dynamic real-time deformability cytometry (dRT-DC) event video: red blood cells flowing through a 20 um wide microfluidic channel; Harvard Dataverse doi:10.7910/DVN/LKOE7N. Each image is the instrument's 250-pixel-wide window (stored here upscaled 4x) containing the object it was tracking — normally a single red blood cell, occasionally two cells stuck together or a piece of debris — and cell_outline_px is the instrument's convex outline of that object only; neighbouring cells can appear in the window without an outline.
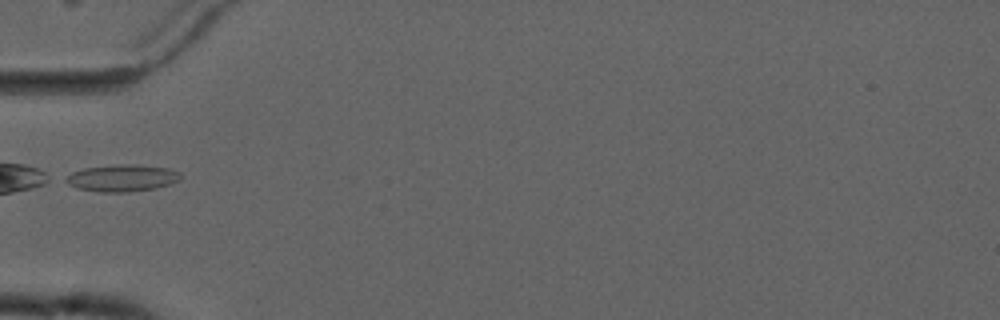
{"species": "common noctule bat (a hibernating species)", "species_latin": "Nyctalus noctula", "temperature_condition": "cold", "stored_images_in_passage": 7, "camera_frame_rate_fps": 3000, "um_per_image_px": 0.085, "animal": {"sex": "male", "forearm_length_mm": 52.5}, "frame": {"image": 1, "passage_image": 4, "time_ms": 3.667, "image_size_px": [1000, 320], "cell_outline_px": [[184, 176], [180, 180], [156, 188], [128, 192], [100, 192], [76, 188], [60, 180], [64, 176], [72, 172], [84, 168], [120, 164], [136, 164], [168, 168], [180, 172]], "centroid_in_image_um": [10.35, 15.13], "position_along_channel_um": 74.7, "area_um2": 18.32}}
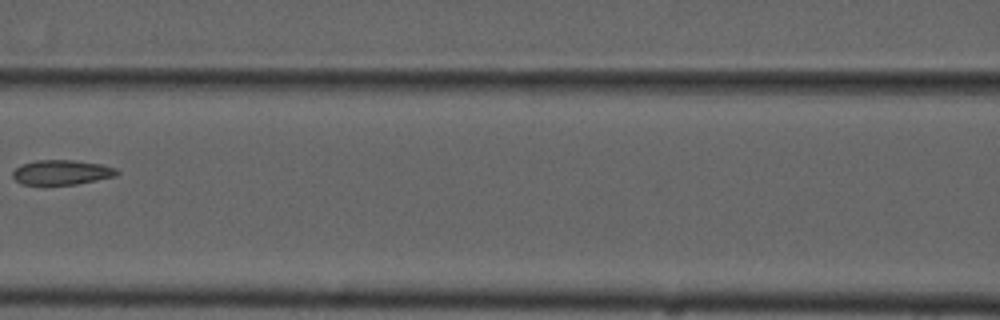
{"frame": {"image": 2, "passage_image": 6, "time_ms": 6.0, "image_size_px": [1000, 320], "cell_outline_px": [[120, 172], [116, 176], [76, 184], [20, 184], [12, 176], [12, 172], [16, 168], [24, 164], [36, 160], [72, 160], [100, 164], [116, 168]], "centroid_in_image_um": [5.25, 14.65], "position_along_channel_um": 161.3, "area_um2": 14.85}}
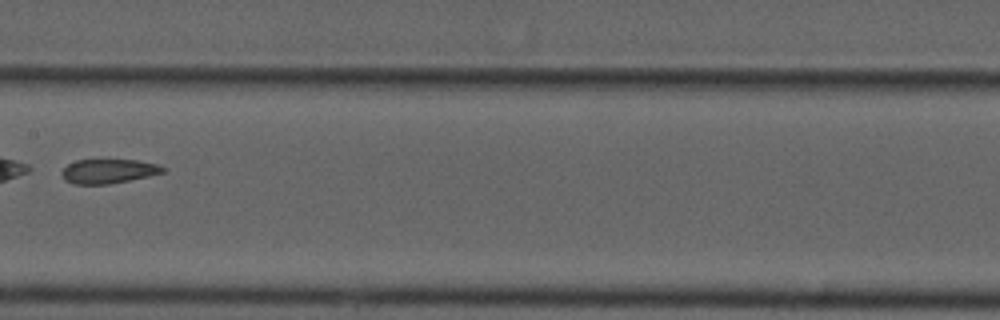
{"frame": {"image": 3, "passage_image": 7, "time_ms": 7.0, "image_size_px": [1000, 320], "cell_outline_px": [[168, 168], [164, 172], [148, 176], [108, 184], [72, 184], [64, 180], [60, 172], [68, 164], [76, 160], [136, 160], [156, 164]], "centroid_in_image_um": [9.19, 14.55], "position_along_channel_um": 198.2, "area_um2": 14.28}}